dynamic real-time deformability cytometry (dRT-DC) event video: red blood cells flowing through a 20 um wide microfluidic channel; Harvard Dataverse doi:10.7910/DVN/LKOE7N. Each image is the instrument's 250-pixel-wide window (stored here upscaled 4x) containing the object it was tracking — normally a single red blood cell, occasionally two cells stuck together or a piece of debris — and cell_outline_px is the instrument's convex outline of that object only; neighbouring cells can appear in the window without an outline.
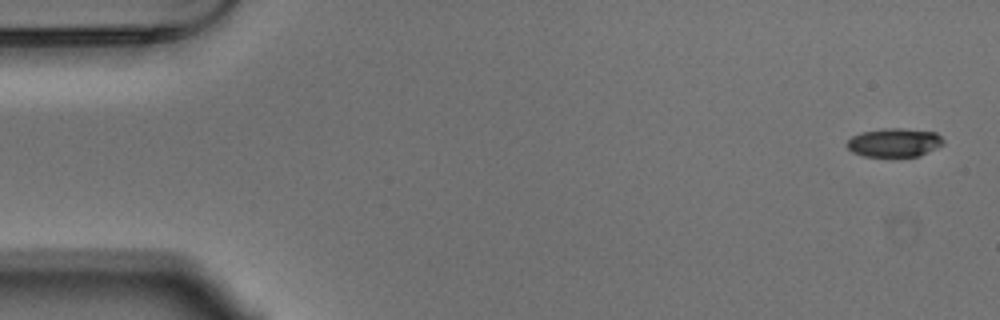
{"species": "Egyptian fruit bat (a non-hibernating species)", "species_latin": "Rousettus aegyptiacus", "temperature_condition": "warm", "stored_images_in_passage": 53, "camera_frame_rate_fps": 3000, "um_per_image_px": 0.085, "animal": {"sex": "male"}, "frame": {"image": 1, "passage_image": 1, "time_ms": 0.0, "image_size_px": [1000, 320], "cell_outline_px": [[944, 144], [920, 156], [864, 156], [852, 152], [844, 144], [852, 136], [860, 132], [884, 128], [900, 128], [936, 132], [944, 140]], "centroid_in_image_um": [76.0, 12.11], "position_along_channel_um": 9.0, "area_um2": 16.18}}
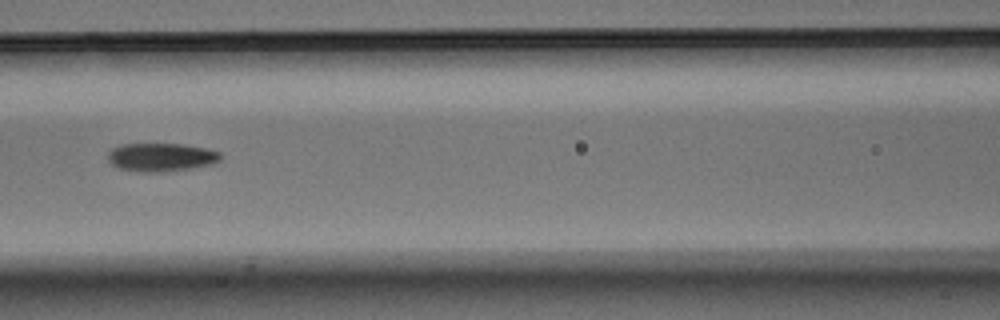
{"frame": {"image": 2, "passage_image": 23, "time_ms": 7.333, "image_size_px": [1000, 320], "cell_outline_px": [[220, 160], [212, 164], [188, 168], [152, 172], [144, 172], [120, 168], [112, 164], [108, 160], [108, 152], [112, 148], [124, 144], [184, 144], [204, 148], [220, 152]], "centroid_in_image_um": [13.68, 13.34], "position_along_channel_um": 152.9, "area_um2": 18.21}}
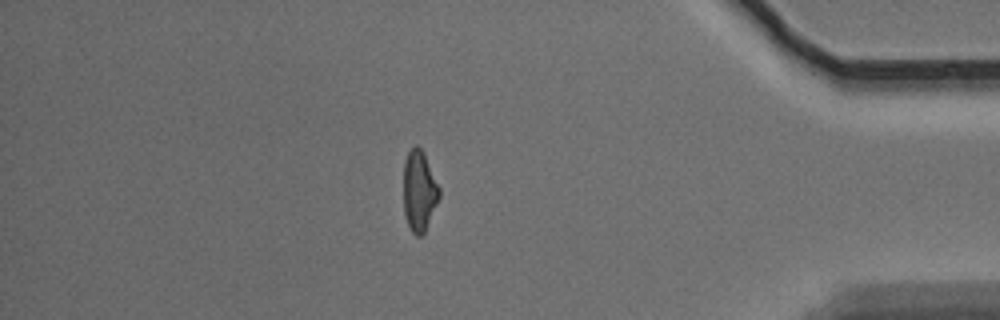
{"frame": {"image": 3, "passage_image": 46, "time_ms": 15.0, "image_size_px": [1000, 320], "cell_outline_px": [[440, 196], [424, 232], [420, 236], [416, 236], [412, 232], [408, 224], [404, 212], [404, 160], [408, 152], [416, 144], [424, 152], [440, 188]], "centroid_in_image_um": [35.63, 16.2], "position_along_channel_um": 399.6, "area_um2": 16.7}, "authors_computed_cell_mechanics": {"area_um2": 17.6868, "velocity_mm_per_s": 3.7105, "shape_relaxation_time_tau1_ms": 5.2519, "shape_relaxation_time_tau2_ms": 4.0093, "deformation_change_tau1": 0.1688, "deformation_change_tau2": 0.1165}}